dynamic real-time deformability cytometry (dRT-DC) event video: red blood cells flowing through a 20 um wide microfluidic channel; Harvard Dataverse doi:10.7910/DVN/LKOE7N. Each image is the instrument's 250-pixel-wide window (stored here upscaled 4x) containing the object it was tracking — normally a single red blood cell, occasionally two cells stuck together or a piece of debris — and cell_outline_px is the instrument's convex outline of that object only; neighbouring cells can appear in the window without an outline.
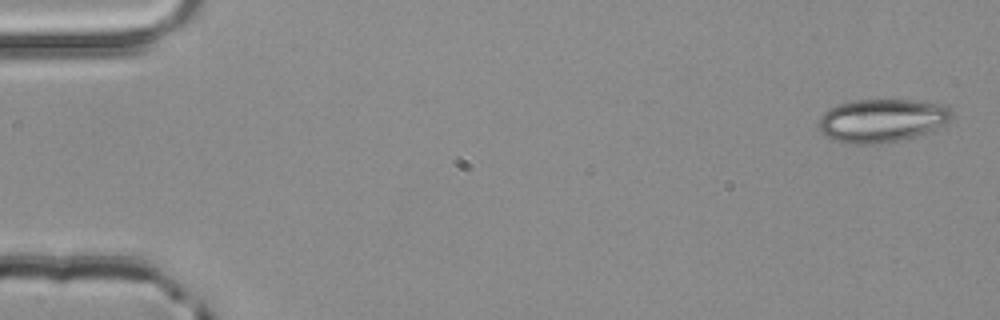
{"species": "common noctule bat (a hibernating species)", "species_latin": "Nyctalus noctula", "temperature_condition": "room temperature", "stored_images_in_passage": 4, "camera_frame_rate_fps": 3000, "um_per_image_px": 0.085, "animal": {"sex": "male", "body_mass_g": 20.4}, "frame": {"image": 1, "passage_image": 1, "time_ms": 0.0, "image_size_px": [1000, 320], "cell_outline_px": [[952, 116], [944, 124], [928, 132], [916, 136], [900, 140], [876, 144], [856, 144], [832, 140], [820, 132], [816, 124], [820, 116], [828, 108], [836, 104], [856, 100], [916, 100], [948, 104], [952, 108]], "centroid_in_image_um": [74.94, 10.23], "position_along_channel_um": 10.1, "area_um2": 34.04}}